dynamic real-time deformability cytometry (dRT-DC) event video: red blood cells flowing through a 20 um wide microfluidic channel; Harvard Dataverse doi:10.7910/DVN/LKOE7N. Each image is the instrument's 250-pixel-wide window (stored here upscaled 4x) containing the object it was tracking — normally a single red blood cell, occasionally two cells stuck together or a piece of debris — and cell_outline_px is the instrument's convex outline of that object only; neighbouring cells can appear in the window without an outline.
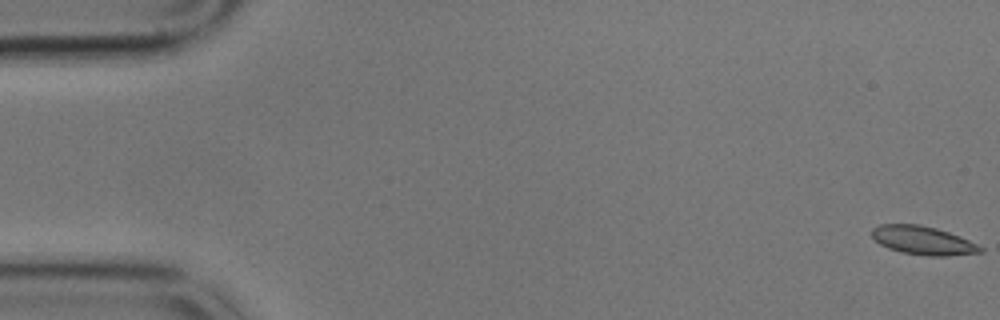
{"species": "common noctule bat (a hibernating species)", "species_latin": "Nyctalus noctula", "temperature_condition": "cold", "stored_images_in_passage": 59, "camera_frame_rate_fps": 3000, "um_per_image_px": 0.085, "animal": {"sex": "male", "body_mass_g": 17.9}, "frame": {"image": 1, "passage_image": 1, "time_ms": 0.0, "image_size_px": [1000, 320], "cell_outline_px": [[984, 252], [948, 256], [928, 256], [900, 252], [888, 248], [880, 244], [872, 236], [872, 228], [880, 224], [920, 224], [936, 228], [960, 236], [984, 248]], "centroid_in_image_um": [78.46, 20.44], "position_along_channel_um": 6.5, "area_um2": 18.09}}
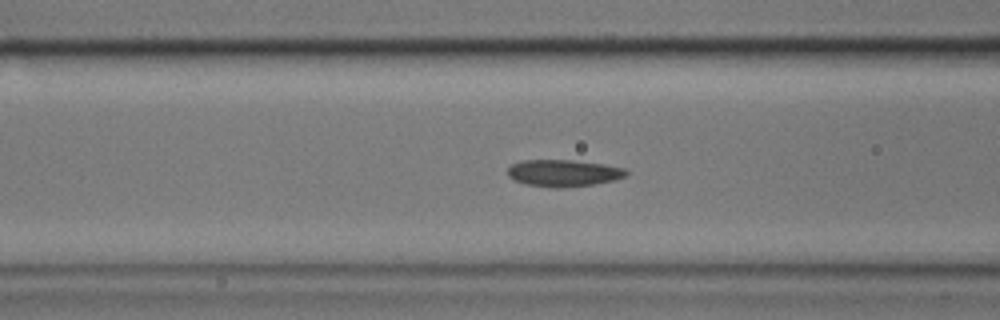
{"frame": {"image": 2, "passage_image": 23, "time_ms": 7.333, "image_size_px": [1000, 320], "cell_outline_px": [[628, 172], [624, 176], [616, 180], [592, 184], [560, 188], [556, 188], [528, 184], [512, 180], [508, 176], [508, 168], [512, 164], [524, 160], [572, 160], [604, 164], [624, 168]], "centroid_in_image_um": [47.88, 14.7], "position_along_channel_um": 118.7, "area_um2": 18.44}}
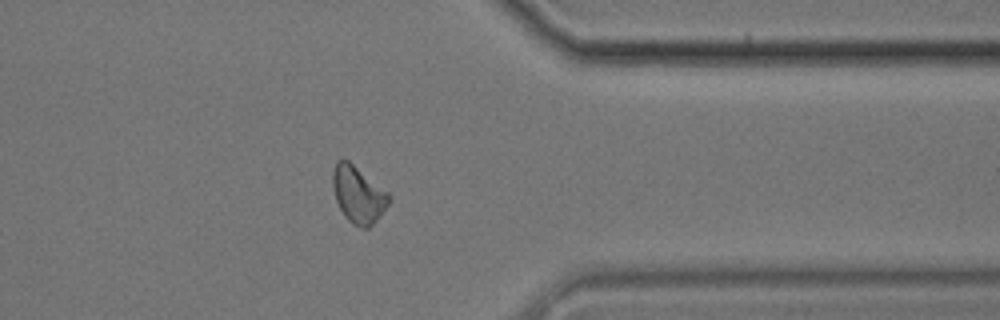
{"frame": {"image": 3, "passage_image": 47, "time_ms": 15.333, "image_size_px": [1000, 320], "cell_outline_px": [[392, 196], [388, 204], [380, 216], [368, 228], [360, 228], [352, 224], [344, 216], [336, 200], [332, 188], [332, 172], [336, 160], [348, 160], [388, 192]], "centroid_in_image_um": [30.44, 16.54], "position_along_channel_um": 381.0, "area_um2": 18.61}, "authors_computed_cell_mechanics": {"area_um2": 18.207, "velocity_mm_per_s": 3.4076, "shape_relaxation_time_tau1_ms": 5.0224, "shape_relaxation_time_tau2_ms": 3.1803, "deformation_change_tau1": 0.12, "deformation_change_tau2": 0.1012}}